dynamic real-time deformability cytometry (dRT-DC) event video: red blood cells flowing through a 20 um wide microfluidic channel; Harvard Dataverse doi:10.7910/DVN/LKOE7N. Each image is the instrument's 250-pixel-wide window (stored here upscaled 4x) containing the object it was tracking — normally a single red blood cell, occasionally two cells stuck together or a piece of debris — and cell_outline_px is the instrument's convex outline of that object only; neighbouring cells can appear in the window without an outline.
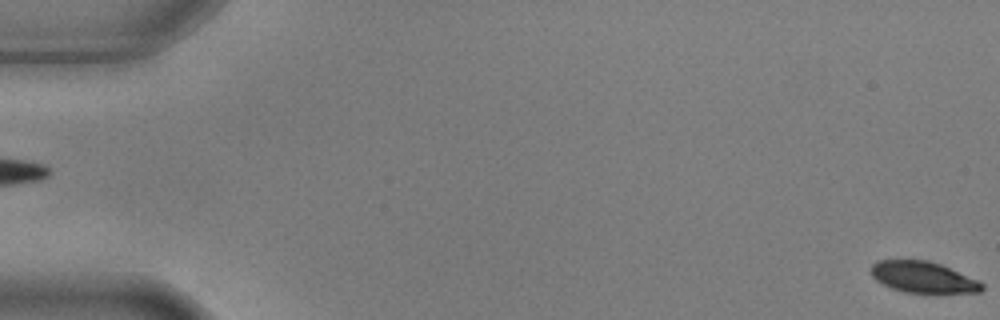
{"species": "common noctule bat (a hibernating species)", "species_latin": "Nyctalus noctula", "temperature_condition": "warm", "stored_images_in_passage": 6, "segment_of_instrument_passage": [2, 2], "camera_frame_rate_fps": 3000, "um_per_image_px": 0.085, "animal": {"sex": "male", "body_mass_g": 17.9, "forearm_length_mm": 54.2}, "frame": {"image": 1, "passage_image": 6, "time_ms": 1.667, "image_size_px": [1000, 320], "cell_outline_px": [[984, 288], [980, 292], [936, 296], [904, 292], [892, 288], [876, 280], [872, 276], [872, 264], [876, 260], [928, 260], [940, 264], [980, 280], [984, 284]], "centroid_in_image_um": [78.56, 23.62], "position_along_channel_um": 6.4, "area_um2": 21.1}}